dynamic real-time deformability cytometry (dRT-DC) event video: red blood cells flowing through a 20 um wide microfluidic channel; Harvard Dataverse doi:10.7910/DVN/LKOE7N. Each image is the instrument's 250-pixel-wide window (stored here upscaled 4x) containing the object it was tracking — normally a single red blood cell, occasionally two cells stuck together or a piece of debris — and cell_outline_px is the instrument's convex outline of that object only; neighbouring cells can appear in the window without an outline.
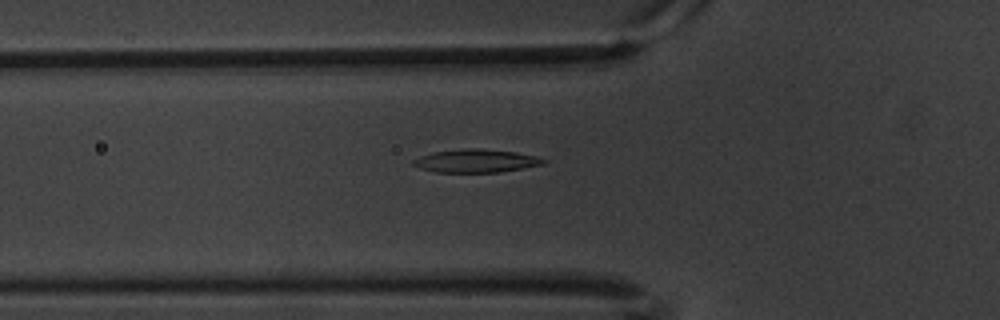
{"species": "common noctule bat (a hibernating species)", "species_latin": "Nyctalus noctula", "temperature_condition": "warm", "stored_images_in_passage": 44, "camera_frame_rate_fps": 3000, "um_per_image_px": 0.085, "animal": {"sex": "male", "body_mass_g": 20.1, "forearm_length_mm": 53.5}, "frame": {"image": 1, "passage_image": 5, "time_ms": 1.333, "image_size_px": [1000, 320], "cell_outline_px": [[548, 160], [544, 164], [524, 168], [500, 172], [436, 172], [420, 168], [412, 164], [412, 160], [420, 156], [432, 152], [460, 148], [476, 148], [516, 152], [536, 156]], "centroid_in_image_um": [40.46, 13.67], "position_along_channel_um": 85.3, "area_um2": 17.69}}
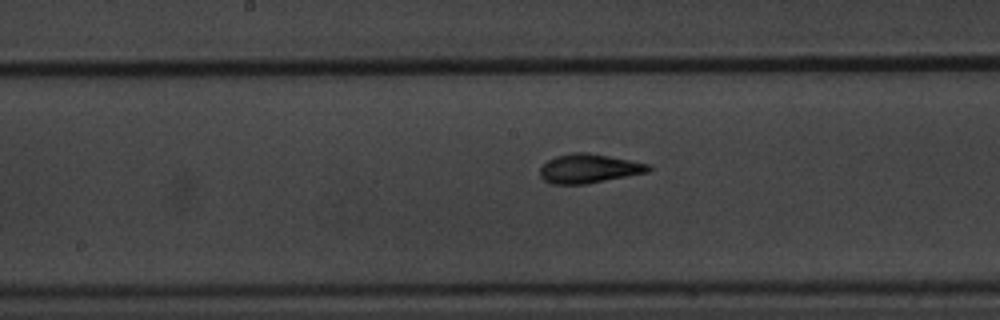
{"frame": {"image": 2, "passage_image": 15, "time_ms": 4.667, "image_size_px": [1000, 320], "cell_outline_px": [[652, 168], [648, 172], [588, 184], [552, 184], [544, 180], [540, 176], [540, 168], [548, 160], [556, 156], [572, 152], [588, 152], [652, 164]], "centroid_in_image_um": [50.08, 14.32], "position_along_channel_um": 198.1, "area_um2": 18.55}}
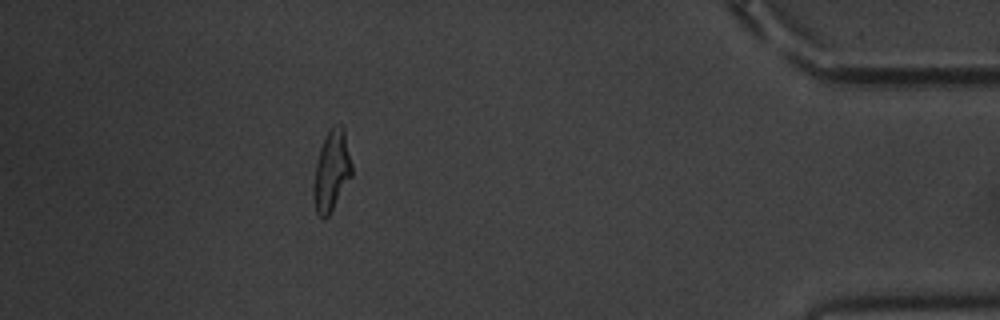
{"frame": {"image": 3, "passage_image": 38, "time_ms": 12.333, "image_size_px": [1000, 320], "cell_outline_px": [[352, 176], [328, 216], [324, 220], [316, 212], [312, 196], [312, 188], [316, 164], [320, 148], [332, 124], [340, 124], [344, 128], [352, 164]], "centroid_in_image_um": [28.18, 14.53], "position_along_channel_um": 407.0, "area_um2": 18.03}, "authors_computed_cell_mechanics": {"area_um2": 17.918, "velocity_mm_per_s": 3.3465, "shape_relaxation_time_tau1_ms": 5.3192, "shape_relaxation_time_tau2_ms": 1.8811, "deformation_change_tau1": 0.1937, "deformation_change_tau2": 0.0996}}